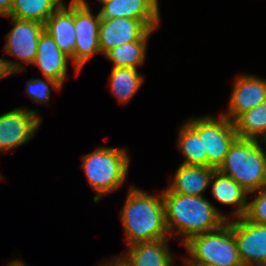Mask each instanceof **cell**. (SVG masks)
I'll return each instance as SVG.
<instances>
[{
    "instance_id": "obj_1",
    "label": "cell",
    "mask_w": 266,
    "mask_h": 266,
    "mask_svg": "<svg viewBox=\"0 0 266 266\" xmlns=\"http://www.w3.org/2000/svg\"><path fill=\"white\" fill-rule=\"evenodd\" d=\"M165 208V222L168 233L183 238L182 244L192 236L220 228L229 218L203 196L173 193L168 188L162 192Z\"/></svg>"
},
{
    "instance_id": "obj_2",
    "label": "cell",
    "mask_w": 266,
    "mask_h": 266,
    "mask_svg": "<svg viewBox=\"0 0 266 266\" xmlns=\"http://www.w3.org/2000/svg\"><path fill=\"white\" fill-rule=\"evenodd\" d=\"M120 219L128 246L169 238L162 192L154 196L131 186Z\"/></svg>"
},
{
    "instance_id": "obj_3",
    "label": "cell",
    "mask_w": 266,
    "mask_h": 266,
    "mask_svg": "<svg viewBox=\"0 0 266 266\" xmlns=\"http://www.w3.org/2000/svg\"><path fill=\"white\" fill-rule=\"evenodd\" d=\"M217 170L249 193L266 187V154L258 139L237 137Z\"/></svg>"
},
{
    "instance_id": "obj_4",
    "label": "cell",
    "mask_w": 266,
    "mask_h": 266,
    "mask_svg": "<svg viewBox=\"0 0 266 266\" xmlns=\"http://www.w3.org/2000/svg\"><path fill=\"white\" fill-rule=\"evenodd\" d=\"M129 161L124 149L104 146L82 157V167L88 183L97 192L94 202L123 185Z\"/></svg>"
},
{
    "instance_id": "obj_5",
    "label": "cell",
    "mask_w": 266,
    "mask_h": 266,
    "mask_svg": "<svg viewBox=\"0 0 266 266\" xmlns=\"http://www.w3.org/2000/svg\"><path fill=\"white\" fill-rule=\"evenodd\" d=\"M191 258L185 264L210 266H243L232 232V222L228 220L217 230L192 236L183 244Z\"/></svg>"
},
{
    "instance_id": "obj_6",
    "label": "cell",
    "mask_w": 266,
    "mask_h": 266,
    "mask_svg": "<svg viewBox=\"0 0 266 266\" xmlns=\"http://www.w3.org/2000/svg\"><path fill=\"white\" fill-rule=\"evenodd\" d=\"M100 19V13L94 17L85 0L74 1V27L76 35L74 66L77 73H79L90 57L101 52L99 48Z\"/></svg>"
},
{
    "instance_id": "obj_7",
    "label": "cell",
    "mask_w": 266,
    "mask_h": 266,
    "mask_svg": "<svg viewBox=\"0 0 266 266\" xmlns=\"http://www.w3.org/2000/svg\"><path fill=\"white\" fill-rule=\"evenodd\" d=\"M238 137L234 123L220 115L219 119L203 117V145L207 154V167L218 169Z\"/></svg>"
},
{
    "instance_id": "obj_8",
    "label": "cell",
    "mask_w": 266,
    "mask_h": 266,
    "mask_svg": "<svg viewBox=\"0 0 266 266\" xmlns=\"http://www.w3.org/2000/svg\"><path fill=\"white\" fill-rule=\"evenodd\" d=\"M41 119L36 110L16 108L0 116V151L25 144L37 131Z\"/></svg>"
},
{
    "instance_id": "obj_9",
    "label": "cell",
    "mask_w": 266,
    "mask_h": 266,
    "mask_svg": "<svg viewBox=\"0 0 266 266\" xmlns=\"http://www.w3.org/2000/svg\"><path fill=\"white\" fill-rule=\"evenodd\" d=\"M232 232L243 266L266 263V225L253 223L243 216L232 222Z\"/></svg>"
},
{
    "instance_id": "obj_10",
    "label": "cell",
    "mask_w": 266,
    "mask_h": 266,
    "mask_svg": "<svg viewBox=\"0 0 266 266\" xmlns=\"http://www.w3.org/2000/svg\"><path fill=\"white\" fill-rule=\"evenodd\" d=\"M151 29L140 20L116 17L101 18L99 48L104 55L120 44L141 40Z\"/></svg>"
},
{
    "instance_id": "obj_11",
    "label": "cell",
    "mask_w": 266,
    "mask_h": 266,
    "mask_svg": "<svg viewBox=\"0 0 266 266\" xmlns=\"http://www.w3.org/2000/svg\"><path fill=\"white\" fill-rule=\"evenodd\" d=\"M9 18H11L13 28L7 34L3 50L23 63L32 65L37 55L38 41L44 31V25L32 20Z\"/></svg>"
},
{
    "instance_id": "obj_12",
    "label": "cell",
    "mask_w": 266,
    "mask_h": 266,
    "mask_svg": "<svg viewBox=\"0 0 266 266\" xmlns=\"http://www.w3.org/2000/svg\"><path fill=\"white\" fill-rule=\"evenodd\" d=\"M266 101V80L254 76H240L235 82L226 114L234 122L241 114Z\"/></svg>"
},
{
    "instance_id": "obj_13",
    "label": "cell",
    "mask_w": 266,
    "mask_h": 266,
    "mask_svg": "<svg viewBox=\"0 0 266 266\" xmlns=\"http://www.w3.org/2000/svg\"><path fill=\"white\" fill-rule=\"evenodd\" d=\"M158 0H113L102 6L100 18H130L143 21L150 29L160 22Z\"/></svg>"
},
{
    "instance_id": "obj_14",
    "label": "cell",
    "mask_w": 266,
    "mask_h": 266,
    "mask_svg": "<svg viewBox=\"0 0 266 266\" xmlns=\"http://www.w3.org/2000/svg\"><path fill=\"white\" fill-rule=\"evenodd\" d=\"M44 31L55 41L59 49L71 58L74 64L75 27H74V1L69 6L63 3L44 24Z\"/></svg>"
},
{
    "instance_id": "obj_15",
    "label": "cell",
    "mask_w": 266,
    "mask_h": 266,
    "mask_svg": "<svg viewBox=\"0 0 266 266\" xmlns=\"http://www.w3.org/2000/svg\"><path fill=\"white\" fill-rule=\"evenodd\" d=\"M69 59L71 58L59 49L53 38L43 31L39 37L37 55L32 64L39 66L44 77L54 79L63 86Z\"/></svg>"
},
{
    "instance_id": "obj_16",
    "label": "cell",
    "mask_w": 266,
    "mask_h": 266,
    "mask_svg": "<svg viewBox=\"0 0 266 266\" xmlns=\"http://www.w3.org/2000/svg\"><path fill=\"white\" fill-rule=\"evenodd\" d=\"M169 238L155 241L138 242L128 246V253L117 259L124 266H173L171 253L168 251Z\"/></svg>"
},
{
    "instance_id": "obj_17",
    "label": "cell",
    "mask_w": 266,
    "mask_h": 266,
    "mask_svg": "<svg viewBox=\"0 0 266 266\" xmlns=\"http://www.w3.org/2000/svg\"><path fill=\"white\" fill-rule=\"evenodd\" d=\"M178 146L185 156L181 164L207 167V154L203 145V117L190 119L179 130Z\"/></svg>"
},
{
    "instance_id": "obj_18",
    "label": "cell",
    "mask_w": 266,
    "mask_h": 266,
    "mask_svg": "<svg viewBox=\"0 0 266 266\" xmlns=\"http://www.w3.org/2000/svg\"><path fill=\"white\" fill-rule=\"evenodd\" d=\"M214 170L213 167L181 164L168 189L173 193L203 196L202 192L209 186Z\"/></svg>"
},
{
    "instance_id": "obj_19",
    "label": "cell",
    "mask_w": 266,
    "mask_h": 266,
    "mask_svg": "<svg viewBox=\"0 0 266 266\" xmlns=\"http://www.w3.org/2000/svg\"><path fill=\"white\" fill-rule=\"evenodd\" d=\"M212 182V194L215 199L225 205H236V210L233 212L234 218L243 217L247 210V192L237 182L229 176L215 169L210 183Z\"/></svg>"
},
{
    "instance_id": "obj_20",
    "label": "cell",
    "mask_w": 266,
    "mask_h": 266,
    "mask_svg": "<svg viewBox=\"0 0 266 266\" xmlns=\"http://www.w3.org/2000/svg\"><path fill=\"white\" fill-rule=\"evenodd\" d=\"M62 4V0H13L7 17L32 20L44 25L49 16Z\"/></svg>"
},
{
    "instance_id": "obj_21",
    "label": "cell",
    "mask_w": 266,
    "mask_h": 266,
    "mask_svg": "<svg viewBox=\"0 0 266 266\" xmlns=\"http://www.w3.org/2000/svg\"><path fill=\"white\" fill-rule=\"evenodd\" d=\"M155 29H151L141 40L120 44L116 48L108 50L104 55L116 67L136 68L145 60L147 40Z\"/></svg>"
},
{
    "instance_id": "obj_22",
    "label": "cell",
    "mask_w": 266,
    "mask_h": 266,
    "mask_svg": "<svg viewBox=\"0 0 266 266\" xmlns=\"http://www.w3.org/2000/svg\"><path fill=\"white\" fill-rule=\"evenodd\" d=\"M235 130L239 138L266 142V101L241 114L234 122Z\"/></svg>"
},
{
    "instance_id": "obj_23",
    "label": "cell",
    "mask_w": 266,
    "mask_h": 266,
    "mask_svg": "<svg viewBox=\"0 0 266 266\" xmlns=\"http://www.w3.org/2000/svg\"><path fill=\"white\" fill-rule=\"evenodd\" d=\"M109 78V87L122 103H127L144 82L137 69L129 67L113 68Z\"/></svg>"
},
{
    "instance_id": "obj_24",
    "label": "cell",
    "mask_w": 266,
    "mask_h": 266,
    "mask_svg": "<svg viewBox=\"0 0 266 266\" xmlns=\"http://www.w3.org/2000/svg\"><path fill=\"white\" fill-rule=\"evenodd\" d=\"M47 81V82H46ZM56 90H61L62 85L54 79L46 77V80L43 79H31L27 82V88L25 93L31 98L35 103H47L50 100V86Z\"/></svg>"
},
{
    "instance_id": "obj_25",
    "label": "cell",
    "mask_w": 266,
    "mask_h": 266,
    "mask_svg": "<svg viewBox=\"0 0 266 266\" xmlns=\"http://www.w3.org/2000/svg\"><path fill=\"white\" fill-rule=\"evenodd\" d=\"M255 195L256 197L248 202L244 217L253 223L266 225V187Z\"/></svg>"
},
{
    "instance_id": "obj_26",
    "label": "cell",
    "mask_w": 266,
    "mask_h": 266,
    "mask_svg": "<svg viewBox=\"0 0 266 266\" xmlns=\"http://www.w3.org/2000/svg\"><path fill=\"white\" fill-rule=\"evenodd\" d=\"M21 70H25L21 63L0 58V79L18 71L20 72Z\"/></svg>"
},
{
    "instance_id": "obj_27",
    "label": "cell",
    "mask_w": 266,
    "mask_h": 266,
    "mask_svg": "<svg viewBox=\"0 0 266 266\" xmlns=\"http://www.w3.org/2000/svg\"><path fill=\"white\" fill-rule=\"evenodd\" d=\"M13 0H0V15L8 16L11 11Z\"/></svg>"
},
{
    "instance_id": "obj_28",
    "label": "cell",
    "mask_w": 266,
    "mask_h": 266,
    "mask_svg": "<svg viewBox=\"0 0 266 266\" xmlns=\"http://www.w3.org/2000/svg\"><path fill=\"white\" fill-rule=\"evenodd\" d=\"M115 259L106 262L105 264H102L103 266H124L116 257ZM101 265V266H102Z\"/></svg>"
},
{
    "instance_id": "obj_29",
    "label": "cell",
    "mask_w": 266,
    "mask_h": 266,
    "mask_svg": "<svg viewBox=\"0 0 266 266\" xmlns=\"http://www.w3.org/2000/svg\"><path fill=\"white\" fill-rule=\"evenodd\" d=\"M8 266H26V265L24 262L17 260V261H13Z\"/></svg>"
},
{
    "instance_id": "obj_30",
    "label": "cell",
    "mask_w": 266,
    "mask_h": 266,
    "mask_svg": "<svg viewBox=\"0 0 266 266\" xmlns=\"http://www.w3.org/2000/svg\"><path fill=\"white\" fill-rule=\"evenodd\" d=\"M98 1L104 5V4L111 2L113 0H98Z\"/></svg>"
},
{
    "instance_id": "obj_31",
    "label": "cell",
    "mask_w": 266,
    "mask_h": 266,
    "mask_svg": "<svg viewBox=\"0 0 266 266\" xmlns=\"http://www.w3.org/2000/svg\"><path fill=\"white\" fill-rule=\"evenodd\" d=\"M187 266H210V265H203V264H186Z\"/></svg>"
},
{
    "instance_id": "obj_32",
    "label": "cell",
    "mask_w": 266,
    "mask_h": 266,
    "mask_svg": "<svg viewBox=\"0 0 266 266\" xmlns=\"http://www.w3.org/2000/svg\"><path fill=\"white\" fill-rule=\"evenodd\" d=\"M256 266H266V263H261V264H258Z\"/></svg>"
}]
</instances>
